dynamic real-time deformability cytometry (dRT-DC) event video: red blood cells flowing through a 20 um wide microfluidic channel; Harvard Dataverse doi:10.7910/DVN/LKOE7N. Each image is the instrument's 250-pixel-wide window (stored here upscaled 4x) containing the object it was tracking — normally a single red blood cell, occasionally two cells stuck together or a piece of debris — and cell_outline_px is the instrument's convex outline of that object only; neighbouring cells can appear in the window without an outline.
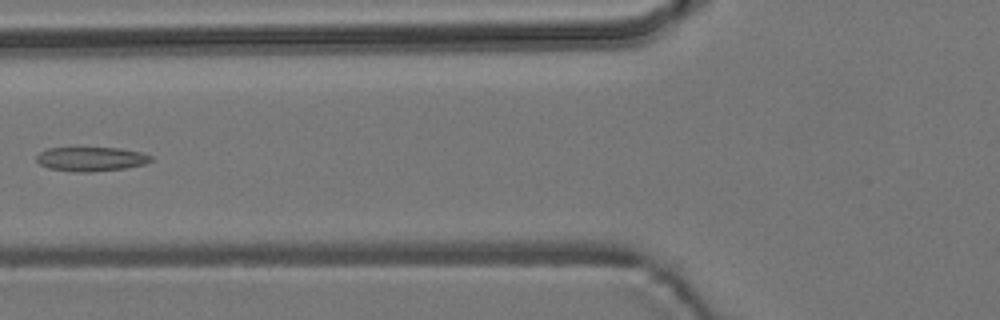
{"species": "common noctule bat (a hibernating species)", "species_latin": "Nyctalus noctula", "temperature_condition": "room temperature", "stored_images_in_passage": 6, "camera_frame_rate_fps": 3000, "um_per_image_px": 0.085, "animal": {"sex": "male", "body_mass_g": 19.2, "forearm_length_mm": 51.8}, "frame": {"image": 1, "passage_image": 6, "time_ms": 6.333, "image_size_px": [1000, 320], "cell_outline_px": [[152, 160], [144, 164], [124, 168], [92, 172], [76, 172], [48, 168], [40, 164], [36, 160], [36, 156], [40, 152], [48, 148], [120, 148], [140, 152], [152, 156]], "centroid_in_image_um": [7.72, 13.52], "position_along_channel_um": 118.1, "area_um2": 16.07}}